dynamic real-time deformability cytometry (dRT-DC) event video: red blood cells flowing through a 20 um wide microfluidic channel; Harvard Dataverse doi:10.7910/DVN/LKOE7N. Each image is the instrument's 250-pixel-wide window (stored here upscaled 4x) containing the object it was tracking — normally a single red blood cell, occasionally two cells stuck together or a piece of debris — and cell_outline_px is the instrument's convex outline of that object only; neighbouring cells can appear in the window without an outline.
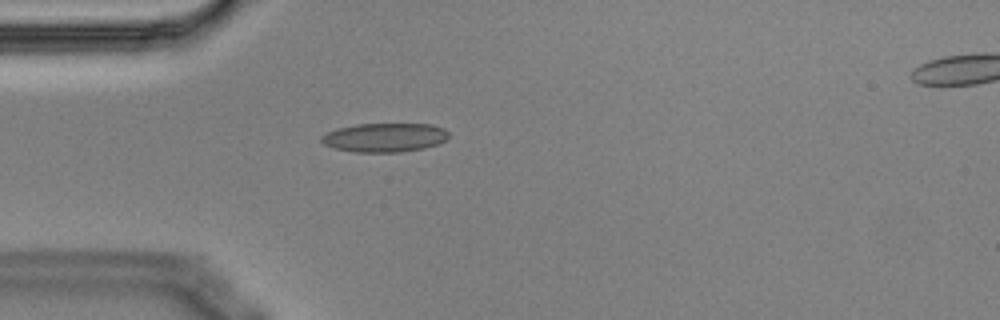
{"species": "Egyptian fruit bat (a non-hibernating species)", "species_latin": "Rousettus aegyptiacus", "temperature_condition": "cold", "stored_images_in_passage": 4, "camera_frame_rate_fps": 3000, "um_per_image_px": 0.085, "animal": {"sex": "male"}, "frame": {"image": 1, "passage_image": 4, "time_ms": 1.0, "image_size_px": [1000, 320], "cell_outline_px": [[448, 136], [444, 140], [436, 144], [424, 148], [400, 152], [352, 152], [336, 148], [324, 144], [320, 140], [320, 136], [328, 132], [340, 128], [356, 124], [432, 124], [444, 128], [448, 132]], "centroid_in_image_um": [32.69, 11.68], "position_along_channel_um": 52.3, "area_um2": 21.33}}